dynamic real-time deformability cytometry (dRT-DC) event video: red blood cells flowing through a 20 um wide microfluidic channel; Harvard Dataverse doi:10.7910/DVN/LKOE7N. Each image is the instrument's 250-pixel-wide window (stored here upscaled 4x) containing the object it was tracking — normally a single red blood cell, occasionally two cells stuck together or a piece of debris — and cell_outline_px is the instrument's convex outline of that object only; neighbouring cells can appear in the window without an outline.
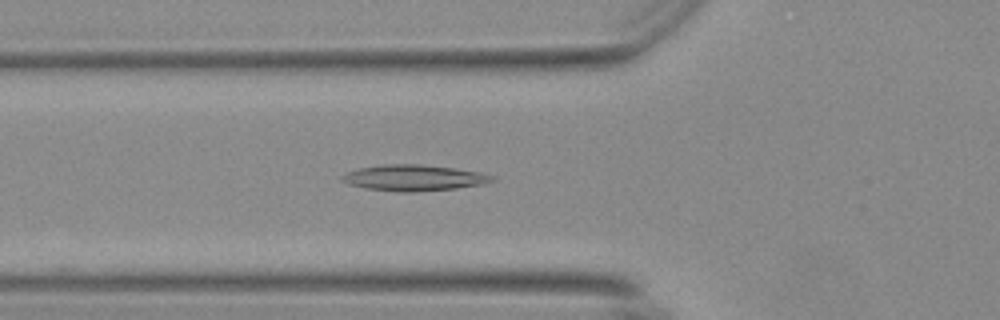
{"species": "Egyptian fruit bat (a non-hibernating species)", "species_latin": "Rousettus aegyptiacus", "temperature_condition": "warm", "stored_images_in_passage": 43, "camera_frame_rate_fps": 3000, "um_per_image_px": 0.085, "animal": {"sex": "female"}, "frame": {"image": 1, "passage_image": 7, "time_ms": 2.0, "image_size_px": [1000, 320], "cell_outline_px": [[496, 180], [480, 184], [456, 188], [412, 192], [400, 192], [364, 188], [348, 184], [340, 180], [340, 176], [348, 172], [360, 168], [380, 164], [420, 164], [452, 168], [480, 172], [492, 176]], "centroid_in_image_um": [35.11, 15.11], "position_along_channel_um": 90.7, "area_um2": 22.6}}
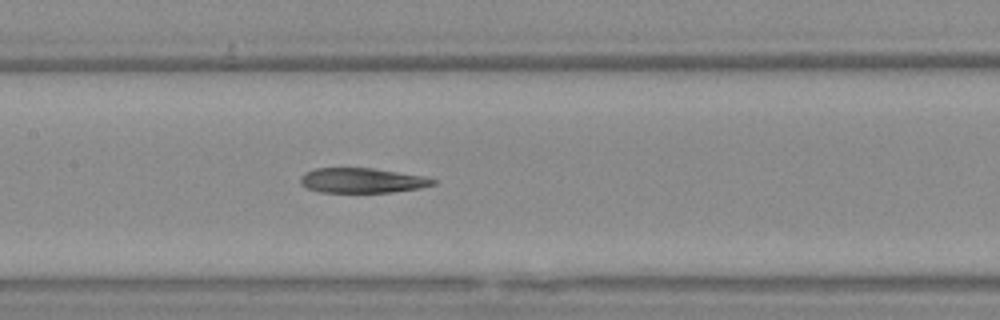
{"frame": {"image": 2, "passage_image": 14, "time_ms": 4.333, "image_size_px": [1000, 320], "cell_outline_px": [[436, 184], [420, 188], [392, 192], [320, 192], [308, 188], [300, 184], [300, 176], [316, 168], [372, 168], [420, 176], [436, 180]], "centroid_in_image_um": [30.75, 15.34], "position_along_channel_um": 176.7, "area_um2": 18.96}}
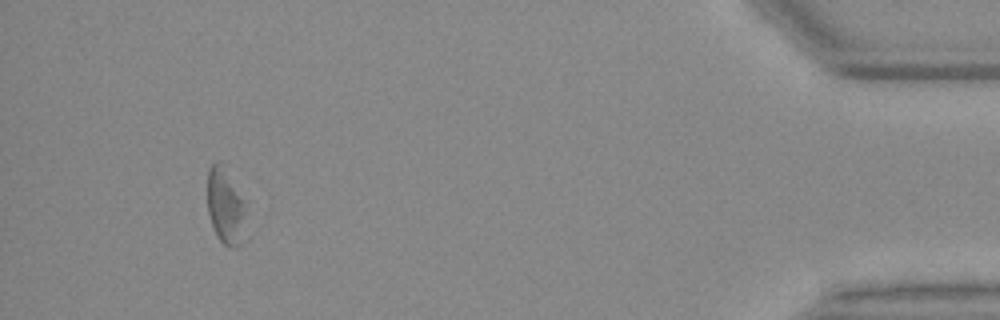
{"frame": {"image": 3, "passage_image": 39, "time_ms": 12.667, "image_size_px": [1000, 320], "cell_outline_px": [[244, 200], [240, 244], [236, 248], [228, 248], [216, 236], [208, 212], [208, 168], [216, 160], [224, 160]], "centroid_in_image_um": [19.12, 17.39], "position_along_channel_um": 416.1, "area_um2": 17.05}}